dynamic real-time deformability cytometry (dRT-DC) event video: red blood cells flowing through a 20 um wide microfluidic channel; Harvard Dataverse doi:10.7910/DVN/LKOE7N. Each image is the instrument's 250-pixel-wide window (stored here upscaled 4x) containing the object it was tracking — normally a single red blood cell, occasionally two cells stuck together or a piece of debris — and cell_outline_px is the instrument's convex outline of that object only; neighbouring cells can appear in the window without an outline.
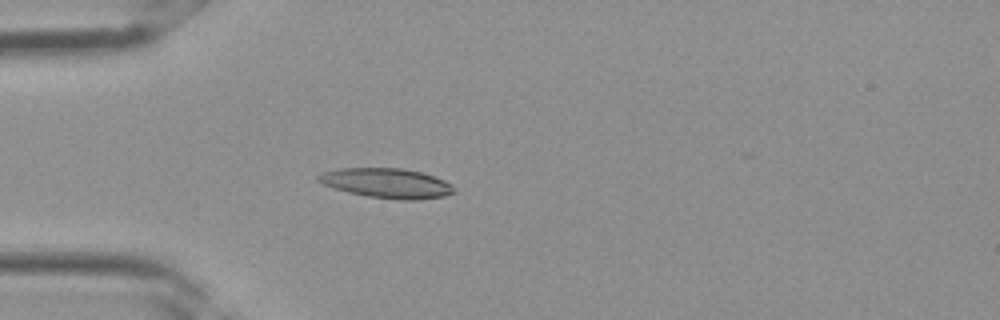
{"species": "Egyptian fruit bat (a non-hibernating species)", "species_latin": "Rousettus aegyptiacus", "temperature_condition": "room temperature", "stored_images_in_passage": 2, "camera_frame_rate_fps": 3000, "um_per_image_px": 0.085, "frame": {"image": 1, "passage_image": 2, "time_ms": 0.333, "image_size_px": [1000, 320], "cell_outline_px": [[456, 192], [444, 196], [416, 200], [400, 200], [368, 196], [348, 192], [324, 184], [316, 180], [316, 176], [320, 172], [340, 168], [400, 168], [420, 172], [444, 180], [452, 184]], "centroid_in_image_um": [32.87, 15.57], "position_along_channel_um": 52.1, "area_um2": 23.47}}